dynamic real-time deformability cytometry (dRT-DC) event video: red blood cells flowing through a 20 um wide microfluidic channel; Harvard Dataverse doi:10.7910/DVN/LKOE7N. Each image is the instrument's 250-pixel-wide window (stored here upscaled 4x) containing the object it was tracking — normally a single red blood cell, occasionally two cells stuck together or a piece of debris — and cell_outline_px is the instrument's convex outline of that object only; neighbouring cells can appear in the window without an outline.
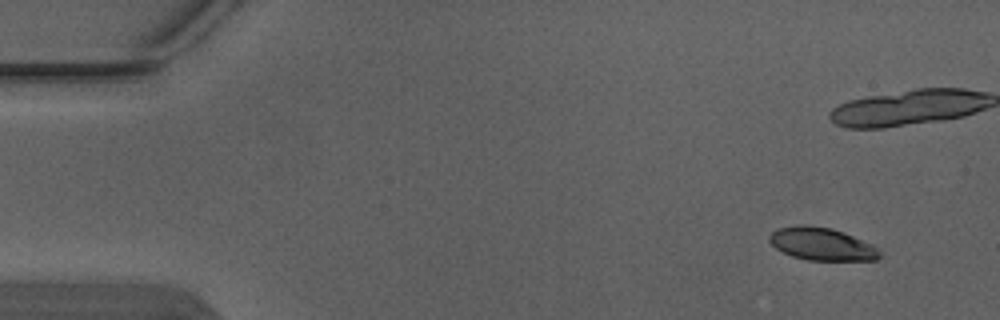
{"species": "Egyptian fruit bat (a non-hibernating species)", "species_latin": "Rousettus aegyptiacus", "temperature_condition": "warm", "stored_images_in_passage": 5, "camera_frame_rate_fps": 3000, "um_per_image_px": 0.085, "animal": {"sex": "male"}, "frame": {"image": 1, "passage_image": 1, "time_ms": 0.0, "image_size_px": [1000, 320], "cell_outline_px": [[880, 256], [876, 260], [808, 260], [792, 256], [776, 248], [768, 240], [768, 236], [776, 228], [800, 224], [804, 224], [832, 228], [844, 232], [872, 244], [880, 248]], "centroid_in_image_um": [69.85, 20.73], "position_along_channel_um": 15.2, "area_um2": 21.15}}